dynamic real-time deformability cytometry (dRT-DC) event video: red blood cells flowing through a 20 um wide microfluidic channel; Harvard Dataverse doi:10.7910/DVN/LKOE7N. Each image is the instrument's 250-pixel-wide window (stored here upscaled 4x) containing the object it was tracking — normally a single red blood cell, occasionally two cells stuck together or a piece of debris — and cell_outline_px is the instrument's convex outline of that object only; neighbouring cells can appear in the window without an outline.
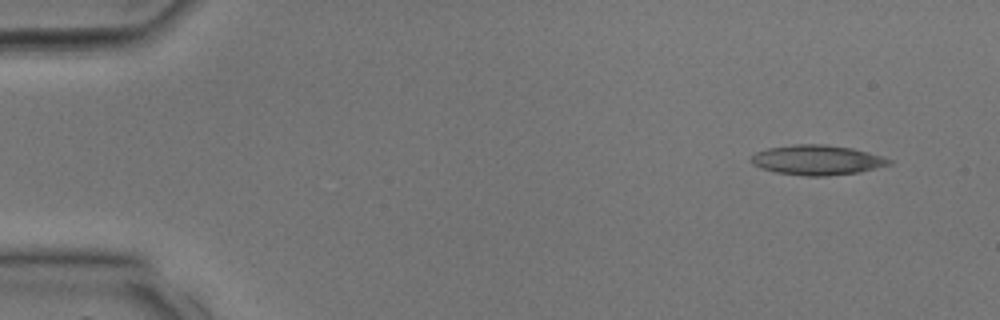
{"species": "common noctule bat (a hibernating species)", "species_latin": "Nyctalus noctula", "temperature_condition": "room temperature", "stored_images_in_passage": 7, "camera_frame_rate_fps": 3000, "um_per_image_px": 0.085, "animal": {"sex": "male", "body_mass_g": 17.9, "forearm_length_mm": 54.2}, "frame": {"image": 1, "passage_image": 1, "time_ms": 0.0, "image_size_px": [1000, 320], "cell_outline_px": [[892, 164], [860, 172], [824, 176], [804, 176], [776, 172], [760, 168], [752, 164], [752, 156], [756, 152], [768, 148], [796, 144], [824, 144], [852, 148], [868, 152], [892, 160]], "centroid_in_image_um": [69.46, 13.6], "position_along_channel_um": 15.5, "area_um2": 23.93}}